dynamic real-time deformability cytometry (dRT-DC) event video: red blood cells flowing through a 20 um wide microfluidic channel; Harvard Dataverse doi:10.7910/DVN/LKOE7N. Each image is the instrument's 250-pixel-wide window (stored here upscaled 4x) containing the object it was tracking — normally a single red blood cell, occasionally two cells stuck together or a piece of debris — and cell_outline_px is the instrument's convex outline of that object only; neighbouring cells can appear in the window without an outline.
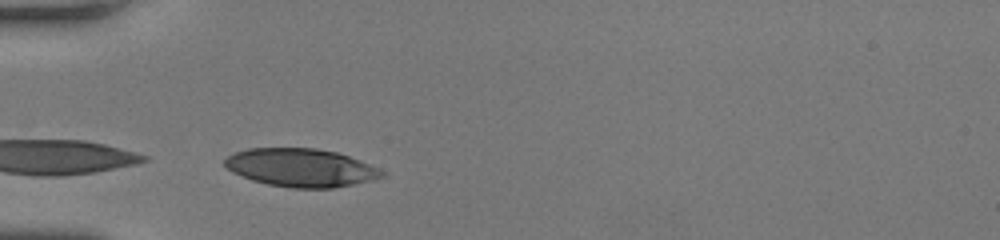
{"species": "human", "species_latin": "Homo sapiens", "temperature_condition": "room temperature", "stored_images_in_passage": 26, "camera_frame_rate_fps": 3000, "um_per_image_px": 0.085, "donor": {"sex": "female"}, "frame": {"image": 1, "passage_image": 1, "time_ms": 0.0, "image_size_px": [1000, 240], "cell_outline_px": [[388, 176], [372, 180], [332, 188], [288, 188], [268, 184], [252, 180], [232, 172], [224, 164], [224, 160], [228, 156], [236, 152], [248, 148], [316, 148], [336, 152], [360, 160], [380, 168]], "centroid_in_image_um": [25.6, 14.25], "position_along_channel_um": 59.4, "area_um2": 35.03}}
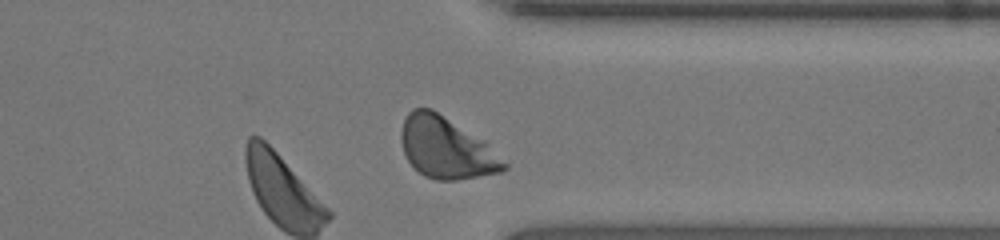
{"frame": {"image": 2, "passage_image": 26, "time_ms": 8.333, "image_size_px": [1000, 240], "cell_outline_px": [[508, 168], [500, 172], [456, 180], [436, 180], [424, 176], [408, 160], [404, 152], [400, 140], [400, 132], [404, 120], [408, 112], [412, 108], [432, 108], [484, 140], [508, 164]], "centroid_in_image_um": [37.92, 12.56], "position_along_channel_um": 373.5, "area_um2": 36.65}, "authors_computed_cell_mechanics": {"area_um2": 34.6511, "velocity_mm_per_s": 3.8113, "shape_relaxation_time_tau1_ms": 0.7316, "shape_relaxation_time_tau2_ms": null, "deformation_change_tau1": 0.0551, "deformation_change_tau2": null}}